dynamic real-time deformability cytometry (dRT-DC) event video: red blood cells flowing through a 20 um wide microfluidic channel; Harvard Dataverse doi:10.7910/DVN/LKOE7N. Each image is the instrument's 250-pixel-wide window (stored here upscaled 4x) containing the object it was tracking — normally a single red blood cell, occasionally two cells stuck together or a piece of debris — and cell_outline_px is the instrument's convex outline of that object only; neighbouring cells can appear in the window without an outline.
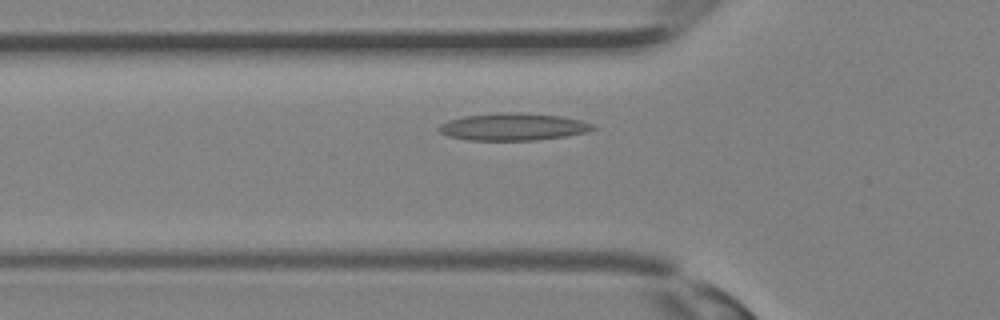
{"species": "Egyptian fruit bat (a non-hibernating species)", "species_latin": "Rousettus aegyptiacus", "temperature_condition": "room temperature", "stored_images_in_passage": 30, "camera_frame_rate_fps": 3000, "um_per_image_px": 0.085, "animal": {"sex": "female"}, "frame": {"image": 1, "passage_image": 8, "time_ms": 2.333, "image_size_px": [1000, 320], "cell_outline_px": [[596, 128], [588, 132], [564, 136], [536, 140], [468, 140], [448, 136], [440, 132], [436, 128], [440, 124], [448, 120], [464, 116], [508, 112], [520, 112], [560, 116], [580, 120], [596, 124]], "centroid_in_image_um": [43.62, 10.78], "position_along_channel_um": 82.2, "area_um2": 24.51}}
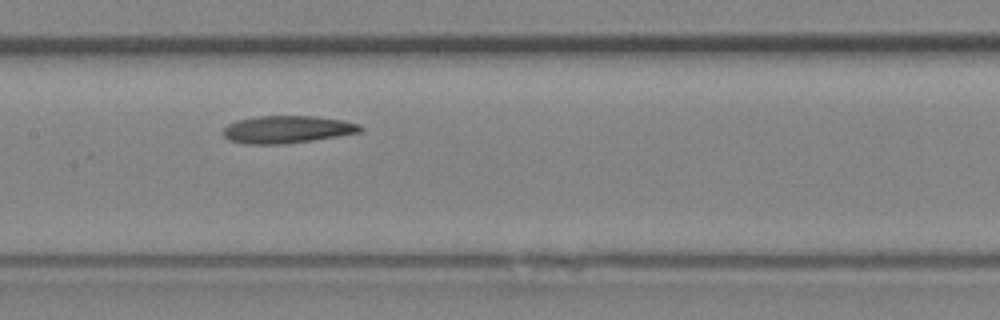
{"frame": {"image": 2, "passage_image": 13, "time_ms": 4.0, "image_size_px": [1000, 320], "cell_outline_px": [[364, 132], [340, 136], [284, 144], [244, 144], [228, 140], [224, 136], [224, 128], [228, 124], [236, 120], [256, 116], [316, 116], [344, 120], [360, 124], [364, 128]], "centroid_in_image_um": [24.45, 11.0], "position_along_channel_um": 182.9, "area_um2": 22.25}}
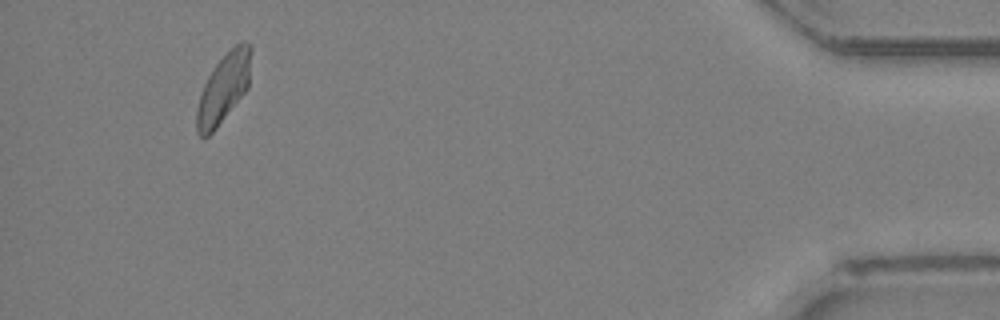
{"frame": {"image": 3, "passage_image": 28, "time_ms": 9.0, "image_size_px": [1000, 320], "cell_outline_px": [[252, 48], [248, 88], [216, 128], [204, 140], [196, 132], [196, 108], [204, 84], [212, 68], [240, 40], [244, 40], [252, 44]], "centroid_in_image_um": [19.0, 7.49], "position_along_channel_um": 416.2, "area_um2": 21.96}}